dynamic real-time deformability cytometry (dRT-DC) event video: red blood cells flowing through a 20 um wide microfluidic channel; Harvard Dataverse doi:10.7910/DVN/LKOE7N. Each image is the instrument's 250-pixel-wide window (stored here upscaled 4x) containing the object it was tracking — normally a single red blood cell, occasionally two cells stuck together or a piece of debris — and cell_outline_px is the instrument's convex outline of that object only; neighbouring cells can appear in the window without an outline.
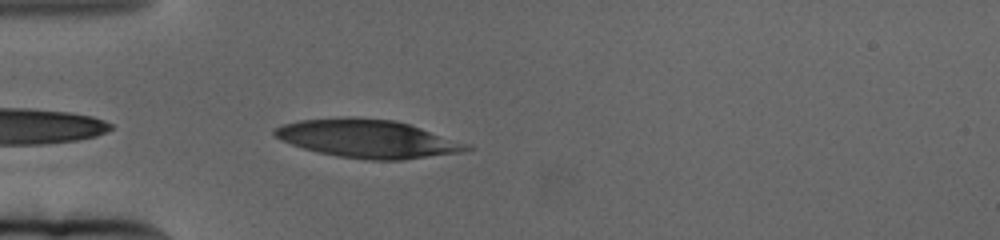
{"species": "human", "species_latin": "Homo sapiens", "temperature_condition": "cold", "stored_images_in_passage": 31, "camera_frame_rate_fps": 3000, "um_per_image_px": 0.085, "donor": {"sex": "female"}, "frame": {"image": 1, "passage_image": 2, "time_ms": 0.333, "image_size_px": [1000, 240], "cell_outline_px": [[476, 148], [464, 152], [400, 160], [368, 160], [336, 156], [304, 148], [280, 140], [272, 132], [276, 128], [284, 124], [300, 120], [348, 116], [396, 120], [472, 144]], "centroid_in_image_um": [31.32, 11.79], "position_along_channel_um": 53.7, "area_um2": 42.95}}
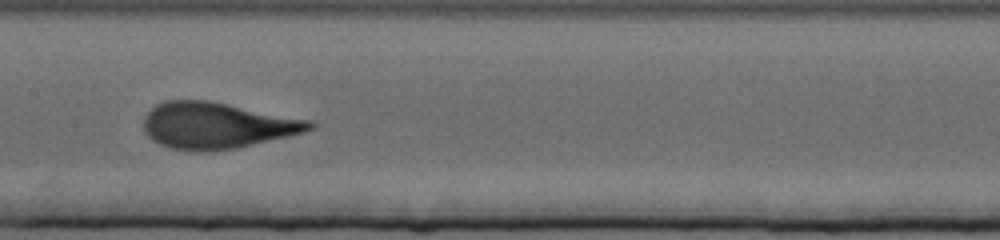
{"frame": {"image": 2, "passage_image": 16, "time_ms": 5.0, "image_size_px": [1000, 240], "cell_outline_px": [[316, 124], [312, 128], [304, 132], [288, 136], [236, 148], [212, 152], [196, 152], [168, 148], [152, 140], [144, 132], [144, 116], [156, 104], [164, 100], [208, 100], [312, 120]], "centroid_in_image_um": [18.4, 10.67], "position_along_channel_um": 189.0, "area_um2": 45.03}}
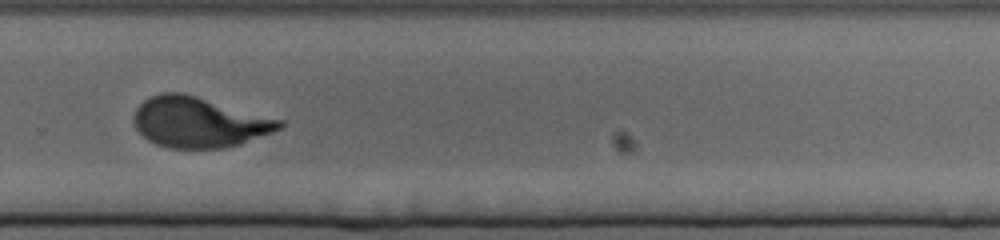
{"frame": {"image": 3, "passage_image": 28, "time_ms": 9.0, "image_size_px": [1000, 240], "cell_outline_px": [[284, 128], [240, 144], [224, 148], [168, 148], [156, 144], [148, 140], [136, 128], [132, 120], [132, 116], [136, 108], [144, 100], [152, 96], [164, 92], [184, 92], [284, 120]], "centroid_in_image_um": [16.93, 10.38], "position_along_channel_um": 312.9, "area_um2": 43.12}}